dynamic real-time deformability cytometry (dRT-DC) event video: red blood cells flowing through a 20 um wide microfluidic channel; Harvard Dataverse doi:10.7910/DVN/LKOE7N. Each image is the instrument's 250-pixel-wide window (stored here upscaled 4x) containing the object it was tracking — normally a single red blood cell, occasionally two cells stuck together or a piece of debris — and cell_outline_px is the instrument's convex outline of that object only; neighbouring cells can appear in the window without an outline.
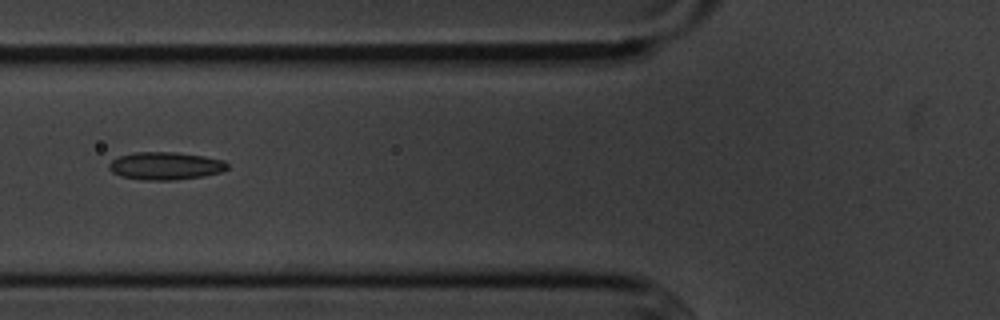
{"species": "common noctule bat (a hibernating species)", "species_latin": "Nyctalus noctula", "temperature_condition": "cold", "stored_images_in_passage": 21, "camera_frame_rate_fps": 3000, "um_per_image_px": 0.085, "animal": {"sex": "male", "body_mass_g": 20.1, "forearm_length_mm": 53.5}, "frame": {"image": 1, "passage_image": 7, "time_ms": 2.0, "image_size_px": [1000, 320], "cell_outline_px": [[228, 168], [220, 172], [204, 176], [176, 180], [144, 180], [120, 176], [112, 172], [108, 168], [108, 164], [112, 160], [120, 156], [136, 152], [176, 152], [204, 156], [224, 160], [228, 164]], "centroid_in_image_um": [14.06, 14.1], "position_along_channel_um": 111.7, "area_um2": 19.19}}
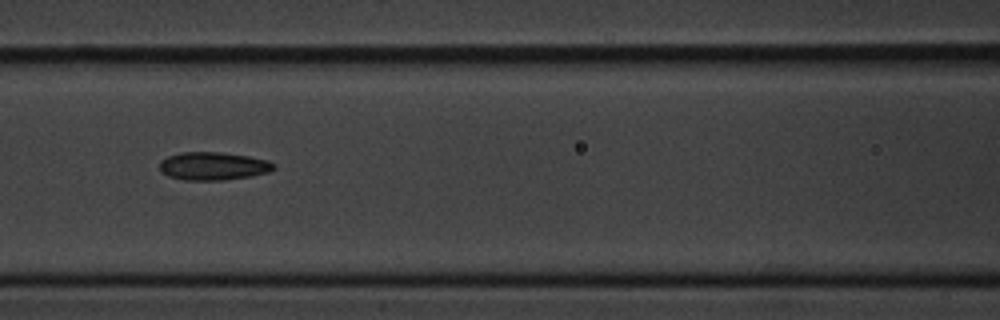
{"frame": {"image": 2, "passage_image": 10, "time_ms": 3.0, "image_size_px": [1000, 320], "cell_outline_px": [[276, 168], [268, 172], [252, 176], [224, 180], [184, 180], [168, 176], [160, 172], [160, 160], [168, 156], [180, 152], [220, 152], [248, 156], [268, 160], [276, 164]], "centroid_in_image_um": [18.12, 14.12], "position_along_channel_um": 148.5, "area_um2": 18.84}}